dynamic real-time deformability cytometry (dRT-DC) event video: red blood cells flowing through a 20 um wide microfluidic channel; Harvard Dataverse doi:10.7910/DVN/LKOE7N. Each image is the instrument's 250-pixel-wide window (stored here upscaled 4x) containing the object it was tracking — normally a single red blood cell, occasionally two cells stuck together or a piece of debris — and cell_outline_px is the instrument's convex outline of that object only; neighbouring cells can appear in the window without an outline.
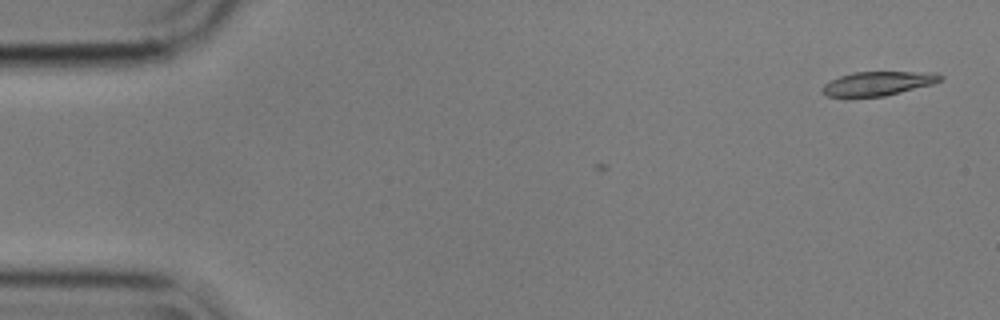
{"species": "common noctule bat (a hibernating species)", "species_latin": "Nyctalus noctula", "temperature_condition": "cold", "stored_images_in_passage": 3, "camera_frame_rate_fps": 3000, "um_per_image_px": 0.085, "animal": {"sex": "male", "body_mass_g": 17.9}, "frame": {"image": 1, "passage_image": 3, "time_ms": 0.667, "image_size_px": [1000, 320], "cell_outline_px": [[944, 76], [940, 80], [932, 84], [884, 96], [828, 96], [820, 92], [820, 88], [824, 84], [840, 76], [852, 72], [936, 72]], "centroid_in_image_um": [74.62, 7.08], "position_along_channel_um": 10.4, "area_um2": 16.36}}